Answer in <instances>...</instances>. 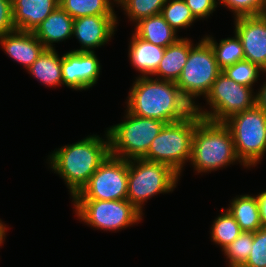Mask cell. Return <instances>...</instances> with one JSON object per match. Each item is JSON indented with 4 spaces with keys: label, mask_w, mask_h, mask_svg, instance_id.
Masks as SVG:
<instances>
[{
    "label": "cell",
    "mask_w": 266,
    "mask_h": 267,
    "mask_svg": "<svg viewBox=\"0 0 266 267\" xmlns=\"http://www.w3.org/2000/svg\"><path fill=\"white\" fill-rule=\"evenodd\" d=\"M127 98L126 110L129 113L167 124L181 121L195 111L176 82L151 76L136 77Z\"/></svg>",
    "instance_id": "6da1fadb"
},
{
    "label": "cell",
    "mask_w": 266,
    "mask_h": 267,
    "mask_svg": "<svg viewBox=\"0 0 266 267\" xmlns=\"http://www.w3.org/2000/svg\"><path fill=\"white\" fill-rule=\"evenodd\" d=\"M104 138L88 135L78 142L54 150L49 155L50 168L64 179L72 198L89 182L92 174L110 155L107 130Z\"/></svg>",
    "instance_id": "7a4b0ae2"
},
{
    "label": "cell",
    "mask_w": 266,
    "mask_h": 267,
    "mask_svg": "<svg viewBox=\"0 0 266 267\" xmlns=\"http://www.w3.org/2000/svg\"><path fill=\"white\" fill-rule=\"evenodd\" d=\"M236 161L243 165L237 157L229 128L224 122L202 118L193 134L190 160L193 169L198 173L217 171Z\"/></svg>",
    "instance_id": "3957f363"
},
{
    "label": "cell",
    "mask_w": 266,
    "mask_h": 267,
    "mask_svg": "<svg viewBox=\"0 0 266 267\" xmlns=\"http://www.w3.org/2000/svg\"><path fill=\"white\" fill-rule=\"evenodd\" d=\"M201 119L194 111L181 121L166 124L142 159L166 164L181 176L184 165L191 160L193 134Z\"/></svg>",
    "instance_id": "277c9868"
},
{
    "label": "cell",
    "mask_w": 266,
    "mask_h": 267,
    "mask_svg": "<svg viewBox=\"0 0 266 267\" xmlns=\"http://www.w3.org/2000/svg\"><path fill=\"white\" fill-rule=\"evenodd\" d=\"M124 121L107 129L110 155L125 160L142 159L153 139L167 124L161 120L144 118L126 112Z\"/></svg>",
    "instance_id": "5b68a950"
},
{
    "label": "cell",
    "mask_w": 266,
    "mask_h": 267,
    "mask_svg": "<svg viewBox=\"0 0 266 267\" xmlns=\"http://www.w3.org/2000/svg\"><path fill=\"white\" fill-rule=\"evenodd\" d=\"M245 168L255 167L266 152V113L256 104L224 121Z\"/></svg>",
    "instance_id": "8992f818"
},
{
    "label": "cell",
    "mask_w": 266,
    "mask_h": 267,
    "mask_svg": "<svg viewBox=\"0 0 266 267\" xmlns=\"http://www.w3.org/2000/svg\"><path fill=\"white\" fill-rule=\"evenodd\" d=\"M180 175L170 166L144 159L128 160L127 199L142 213L151 197L176 188Z\"/></svg>",
    "instance_id": "52a82bcc"
},
{
    "label": "cell",
    "mask_w": 266,
    "mask_h": 267,
    "mask_svg": "<svg viewBox=\"0 0 266 267\" xmlns=\"http://www.w3.org/2000/svg\"><path fill=\"white\" fill-rule=\"evenodd\" d=\"M222 70L218 67L214 51L202 38L189 51L186 64L176 82L182 95L195 108V99L210 92L213 82Z\"/></svg>",
    "instance_id": "ba28073f"
},
{
    "label": "cell",
    "mask_w": 266,
    "mask_h": 267,
    "mask_svg": "<svg viewBox=\"0 0 266 267\" xmlns=\"http://www.w3.org/2000/svg\"><path fill=\"white\" fill-rule=\"evenodd\" d=\"M253 90L248 86L240 85L221 72L205 97L211 110L207 111L197 105L195 112L204 119L224 122L232 115L249 110L256 105V94Z\"/></svg>",
    "instance_id": "9c48e42d"
},
{
    "label": "cell",
    "mask_w": 266,
    "mask_h": 267,
    "mask_svg": "<svg viewBox=\"0 0 266 267\" xmlns=\"http://www.w3.org/2000/svg\"><path fill=\"white\" fill-rule=\"evenodd\" d=\"M77 217L95 229L116 231L142 220L143 214L128 200H72Z\"/></svg>",
    "instance_id": "30bf717a"
},
{
    "label": "cell",
    "mask_w": 266,
    "mask_h": 267,
    "mask_svg": "<svg viewBox=\"0 0 266 267\" xmlns=\"http://www.w3.org/2000/svg\"><path fill=\"white\" fill-rule=\"evenodd\" d=\"M128 192V160L109 155L72 200H124Z\"/></svg>",
    "instance_id": "8fae6325"
},
{
    "label": "cell",
    "mask_w": 266,
    "mask_h": 267,
    "mask_svg": "<svg viewBox=\"0 0 266 267\" xmlns=\"http://www.w3.org/2000/svg\"><path fill=\"white\" fill-rule=\"evenodd\" d=\"M101 65L95 52L69 51L62 55L63 85L74 90H88L99 78Z\"/></svg>",
    "instance_id": "7c38bea8"
},
{
    "label": "cell",
    "mask_w": 266,
    "mask_h": 267,
    "mask_svg": "<svg viewBox=\"0 0 266 267\" xmlns=\"http://www.w3.org/2000/svg\"><path fill=\"white\" fill-rule=\"evenodd\" d=\"M234 20V32L242 42L245 59L266 71V16H241Z\"/></svg>",
    "instance_id": "4fadbf2b"
},
{
    "label": "cell",
    "mask_w": 266,
    "mask_h": 267,
    "mask_svg": "<svg viewBox=\"0 0 266 267\" xmlns=\"http://www.w3.org/2000/svg\"><path fill=\"white\" fill-rule=\"evenodd\" d=\"M117 18V16L90 15L74 19L72 36L78 39L81 47L73 51L94 52V48L108 43L115 34Z\"/></svg>",
    "instance_id": "5bb4252c"
},
{
    "label": "cell",
    "mask_w": 266,
    "mask_h": 267,
    "mask_svg": "<svg viewBox=\"0 0 266 267\" xmlns=\"http://www.w3.org/2000/svg\"><path fill=\"white\" fill-rule=\"evenodd\" d=\"M4 53L28 69L46 47L32 31L14 30L0 37Z\"/></svg>",
    "instance_id": "9a60e30c"
},
{
    "label": "cell",
    "mask_w": 266,
    "mask_h": 267,
    "mask_svg": "<svg viewBox=\"0 0 266 267\" xmlns=\"http://www.w3.org/2000/svg\"><path fill=\"white\" fill-rule=\"evenodd\" d=\"M59 6V0H12L16 30L34 31Z\"/></svg>",
    "instance_id": "2e32d148"
},
{
    "label": "cell",
    "mask_w": 266,
    "mask_h": 267,
    "mask_svg": "<svg viewBox=\"0 0 266 267\" xmlns=\"http://www.w3.org/2000/svg\"><path fill=\"white\" fill-rule=\"evenodd\" d=\"M74 18L58 6L33 31L46 49H55L53 43H58L73 37Z\"/></svg>",
    "instance_id": "e0dca14e"
},
{
    "label": "cell",
    "mask_w": 266,
    "mask_h": 267,
    "mask_svg": "<svg viewBox=\"0 0 266 267\" xmlns=\"http://www.w3.org/2000/svg\"><path fill=\"white\" fill-rule=\"evenodd\" d=\"M128 47V58L131 62V65H133L136 70L142 73L138 76H154V73L158 69L159 62L163 58L165 48L147 42L138 37L135 33L132 34Z\"/></svg>",
    "instance_id": "ac0fdd59"
},
{
    "label": "cell",
    "mask_w": 266,
    "mask_h": 267,
    "mask_svg": "<svg viewBox=\"0 0 266 267\" xmlns=\"http://www.w3.org/2000/svg\"><path fill=\"white\" fill-rule=\"evenodd\" d=\"M193 46L194 44L190 39L181 37L176 43L166 47L158 69L154 73L156 78L177 82Z\"/></svg>",
    "instance_id": "d6986e66"
},
{
    "label": "cell",
    "mask_w": 266,
    "mask_h": 267,
    "mask_svg": "<svg viewBox=\"0 0 266 267\" xmlns=\"http://www.w3.org/2000/svg\"><path fill=\"white\" fill-rule=\"evenodd\" d=\"M134 33L143 40L164 48L180 39L161 14L140 19Z\"/></svg>",
    "instance_id": "ffe728a7"
},
{
    "label": "cell",
    "mask_w": 266,
    "mask_h": 267,
    "mask_svg": "<svg viewBox=\"0 0 266 267\" xmlns=\"http://www.w3.org/2000/svg\"><path fill=\"white\" fill-rule=\"evenodd\" d=\"M62 57L55 49H45L37 60L27 69L28 73L47 87L63 84Z\"/></svg>",
    "instance_id": "44dd1931"
},
{
    "label": "cell",
    "mask_w": 266,
    "mask_h": 267,
    "mask_svg": "<svg viewBox=\"0 0 266 267\" xmlns=\"http://www.w3.org/2000/svg\"><path fill=\"white\" fill-rule=\"evenodd\" d=\"M227 210L234 217L242 232H255L262 228L256 196L238 195L232 199Z\"/></svg>",
    "instance_id": "7402d4cb"
},
{
    "label": "cell",
    "mask_w": 266,
    "mask_h": 267,
    "mask_svg": "<svg viewBox=\"0 0 266 267\" xmlns=\"http://www.w3.org/2000/svg\"><path fill=\"white\" fill-rule=\"evenodd\" d=\"M117 4V0H113ZM112 0H59V6L72 18L96 15L117 16L115 14Z\"/></svg>",
    "instance_id": "603a6c76"
},
{
    "label": "cell",
    "mask_w": 266,
    "mask_h": 267,
    "mask_svg": "<svg viewBox=\"0 0 266 267\" xmlns=\"http://www.w3.org/2000/svg\"><path fill=\"white\" fill-rule=\"evenodd\" d=\"M203 38L212 47L218 67L221 70L245 59L242 42L236 33L232 38L221 39L220 43L210 35Z\"/></svg>",
    "instance_id": "cb8c5ba5"
},
{
    "label": "cell",
    "mask_w": 266,
    "mask_h": 267,
    "mask_svg": "<svg viewBox=\"0 0 266 267\" xmlns=\"http://www.w3.org/2000/svg\"><path fill=\"white\" fill-rule=\"evenodd\" d=\"M241 232L239 224L226 209L213 221L210 237L223 251L241 234Z\"/></svg>",
    "instance_id": "d4e9b609"
},
{
    "label": "cell",
    "mask_w": 266,
    "mask_h": 267,
    "mask_svg": "<svg viewBox=\"0 0 266 267\" xmlns=\"http://www.w3.org/2000/svg\"><path fill=\"white\" fill-rule=\"evenodd\" d=\"M161 15L176 32L190 27L197 20L184 0H167Z\"/></svg>",
    "instance_id": "484cf974"
},
{
    "label": "cell",
    "mask_w": 266,
    "mask_h": 267,
    "mask_svg": "<svg viewBox=\"0 0 266 267\" xmlns=\"http://www.w3.org/2000/svg\"><path fill=\"white\" fill-rule=\"evenodd\" d=\"M167 0H117L127 17L133 23L140 19L161 14L162 7Z\"/></svg>",
    "instance_id": "4316f807"
},
{
    "label": "cell",
    "mask_w": 266,
    "mask_h": 267,
    "mask_svg": "<svg viewBox=\"0 0 266 267\" xmlns=\"http://www.w3.org/2000/svg\"><path fill=\"white\" fill-rule=\"evenodd\" d=\"M222 72L230 79L243 86L253 88V84L259 79L260 72H265L259 65L249 60H241L235 64L225 67Z\"/></svg>",
    "instance_id": "83f0119b"
},
{
    "label": "cell",
    "mask_w": 266,
    "mask_h": 267,
    "mask_svg": "<svg viewBox=\"0 0 266 267\" xmlns=\"http://www.w3.org/2000/svg\"><path fill=\"white\" fill-rule=\"evenodd\" d=\"M253 244V232L241 234L224 250L229 267H242L248 259Z\"/></svg>",
    "instance_id": "f1b7e54d"
},
{
    "label": "cell",
    "mask_w": 266,
    "mask_h": 267,
    "mask_svg": "<svg viewBox=\"0 0 266 267\" xmlns=\"http://www.w3.org/2000/svg\"><path fill=\"white\" fill-rule=\"evenodd\" d=\"M233 12L234 17L263 15L264 0H218Z\"/></svg>",
    "instance_id": "f546056e"
},
{
    "label": "cell",
    "mask_w": 266,
    "mask_h": 267,
    "mask_svg": "<svg viewBox=\"0 0 266 267\" xmlns=\"http://www.w3.org/2000/svg\"><path fill=\"white\" fill-rule=\"evenodd\" d=\"M242 267H266V227L253 233L252 250Z\"/></svg>",
    "instance_id": "4dcf8cb0"
},
{
    "label": "cell",
    "mask_w": 266,
    "mask_h": 267,
    "mask_svg": "<svg viewBox=\"0 0 266 267\" xmlns=\"http://www.w3.org/2000/svg\"><path fill=\"white\" fill-rule=\"evenodd\" d=\"M197 20L207 19L216 10L218 0H184Z\"/></svg>",
    "instance_id": "1f68e13d"
},
{
    "label": "cell",
    "mask_w": 266,
    "mask_h": 267,
    "mask_svg": "<svg viewBox=\"0 0 266 267\" xmlns=\"http://www.w3.org/2000/svg\"><path fill=\"white\" fill-rule=\"evenodd\" d=\"M14 30L12 0H0V37Z\"/></svg>",
    "instance_id": "d6a6232c"
},
{
    "label": "cell",
    "mask_w": 266,
    "mask_h": 267,
    "mask_svg": "<svg viewBox=\"0 0 266 267\" xmlns=\"http://www.w3.org/2000/svg\"><path fill=\"white\" fill-rule=\"evenodd\" d=\"M262 227H266V191L256 195Z\"/></svg>",
    "instance_id": "836d02e7"
},
{
    "label": "cell",
    "mask_w": 266,
    "mask_h": 267,
    "mask_svg": "<svg viewBox=\"0 0 266 267\" xmlns=\"http://www.w3.org/2000/svg\"><path fill=\"white\" fill-rule=\"evenodd\" d=\"M258 90L256 92V104L266 113V82Z\"/></svg>",
    "instance_id": "e575fe53"
},
{
    "label": "cell",
    "mask_w": 266,
    "mask_h": 267,
    "mask_svg": "<svg viewBox=\"0 0 266 267\" xmlns=\"http://www.w3.org/2000/svg\"><path fill=\"white\" fill-rule=\"evenodd\" d=\"M6 231V224H4L2 220H0V246H2L1 244L5 241Z\"/></svg>",
    "instance_id": "d590c367"
},
{
    "label": "cell",
    "mask_w": 266,
    "mask_h": 267,
    "mask_svg": "<svg viewBox=\"0 0 266 267\" xmlns=\"http://www.w3.org/2000/svg\"><path fill=\"white\" fill-rule=\"evenodd\" d=\"M263 15H266V0H264V9H263Z\"/></svg>",
    "instance_id": "8d00e7d4"
}]
</instances>
